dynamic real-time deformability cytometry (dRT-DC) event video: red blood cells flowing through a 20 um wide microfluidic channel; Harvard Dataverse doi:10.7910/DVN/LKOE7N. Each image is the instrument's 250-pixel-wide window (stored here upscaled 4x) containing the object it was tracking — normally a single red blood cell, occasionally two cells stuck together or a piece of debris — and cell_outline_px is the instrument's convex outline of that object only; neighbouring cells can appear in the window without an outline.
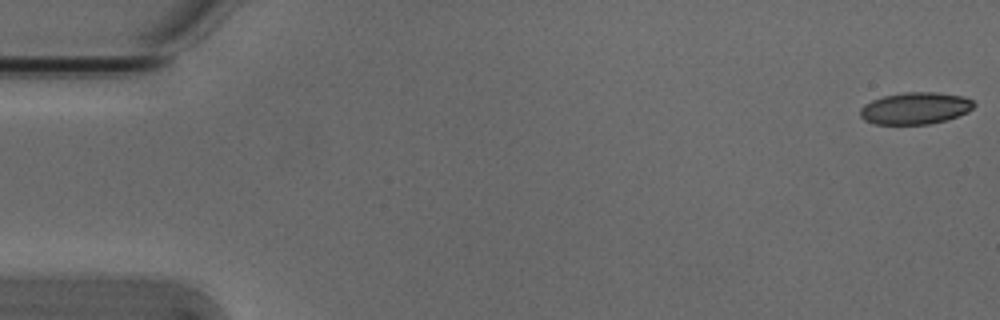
{"species": "Egyptian fruit bat (a non-hibernating species)", "species_latin": "Rousettus aegyptiacus", "temperature_condition": "cold", "stored_images_in_passage": 5, "camera_frame_rate_fps": 3000, "um_per_image_px": 0.085, "animal": {"sex": "male"}, "frame": {"image": 1, "passage_image": 1, "time_ms": 0.0, "image_size_px": [1000, 320], "cell_outline_px": [[976, 104], [968, 112], [944, 120], [928, 124], [876, 124], [864, 120], [860, 116], [860, 108], [864, 104], [872, 100], [884, 96], [904, 92], [936, 92], [964, 96], [972, 100]], "centroid_in_image_um": [77.79, 9.19], "position_along_channel_um": 7.2, "area_um2": 21.1}}
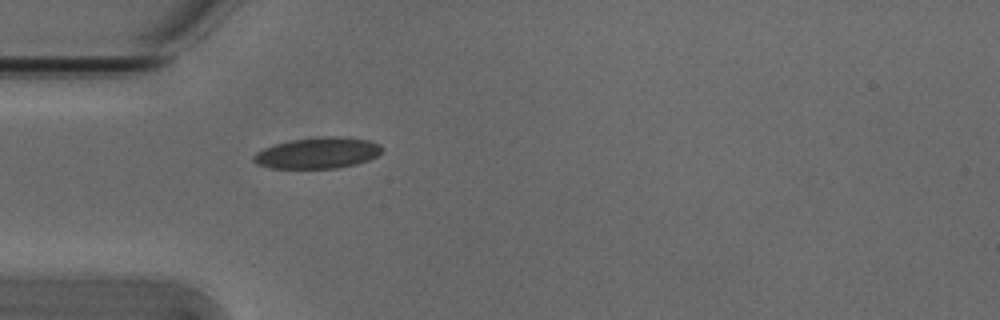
{"frame": {"image": 2, "passage_image": 5, "time_ms": 1.333, "image_size_px": [1000, 320], "cell_outline_px": [[380, 152], [376, 156], [368, 160], [356, 164], [336, 168], [268, 168], [256, 164], [252, 160], [252, 156], [256, 152], [264, 148], [276, 144], [292, 140], [324, 136], [348, 136], [368, 140], [380, 144]], "centroid_in_image_um": [26.98, 13.0], "position_along_channel_um": 58.0, "area_um2": 23.29}}